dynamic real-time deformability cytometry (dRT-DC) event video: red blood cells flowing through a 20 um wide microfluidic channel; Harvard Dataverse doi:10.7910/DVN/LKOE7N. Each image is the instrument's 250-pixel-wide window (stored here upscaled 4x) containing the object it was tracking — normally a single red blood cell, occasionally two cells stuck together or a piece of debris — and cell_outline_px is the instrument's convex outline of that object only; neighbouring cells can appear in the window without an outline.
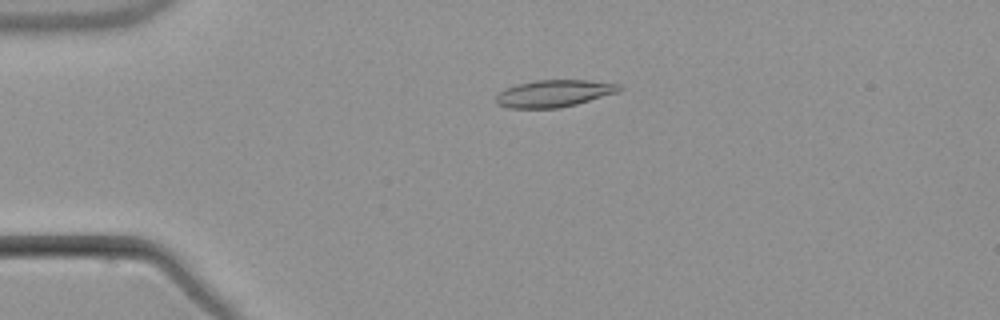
{"species": "common noctule bat (a hibernating species)", "species_latin": "Nyctalus noctula", "temperature_condition": "warm", "stored_images_in_passage": 4, "camera_frame_rate_fps": 3000, "um_per_image_px": 0.085, "animal": {"sex": "male", "body_mass_g": 21.5, "forearm_length_mm": 52.0}, "frame": {"image": 1, "passage_image": 3, "time_ms": 2.333, "image_size_px": [1000, 320], "cell_outline_px": [[624, 88], [616, 92], [576, 104], [560, 108], [508, 108], [496, 104], [496, 96], [504, 88], [516, 84], [536, 80], [588, 80], [620, 84]], "centroid_in_image_um": [47.05, 7.94], "position_along_channel_um": 37.9, "area_um2": 19.42}}